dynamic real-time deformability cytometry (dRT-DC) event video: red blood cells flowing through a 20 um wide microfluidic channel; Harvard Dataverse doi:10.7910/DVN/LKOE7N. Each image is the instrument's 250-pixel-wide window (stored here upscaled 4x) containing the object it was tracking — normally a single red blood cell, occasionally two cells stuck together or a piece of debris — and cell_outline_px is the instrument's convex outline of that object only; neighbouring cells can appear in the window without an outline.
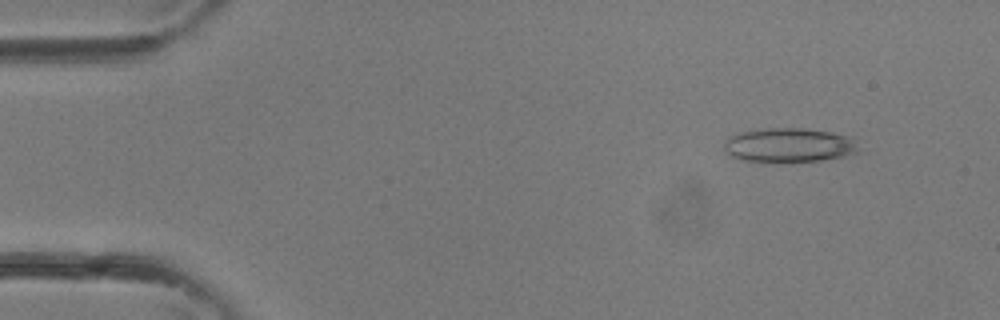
{"species": "common noctule bat (a hibernating species)", "species_latin": "Nyctalus noctula", "temperature_condition": "room temperature", "stored_images_in_passage": 36, "camera_frame_rate_fps": 3000, "um_per_image_px": 0.085, "animal": {"sex": "female"}, "frame": {"image": 1, "passage_image": 4, "time_ms": 1.0, "image_size_px": [1000, 320], "cell_outline_px": [[860, 152], [844, 156], [820, 160], [744, 160], [732, 156], [724, 148], [724, 140], [740, 132], [760, 128], [800, 128], [832, 132], [844, 136], [852, 140]], "centroid_in_image_um": [67.04, 12.3], "position_along_channel_um": 18.0, "area_um2": 25.95}}
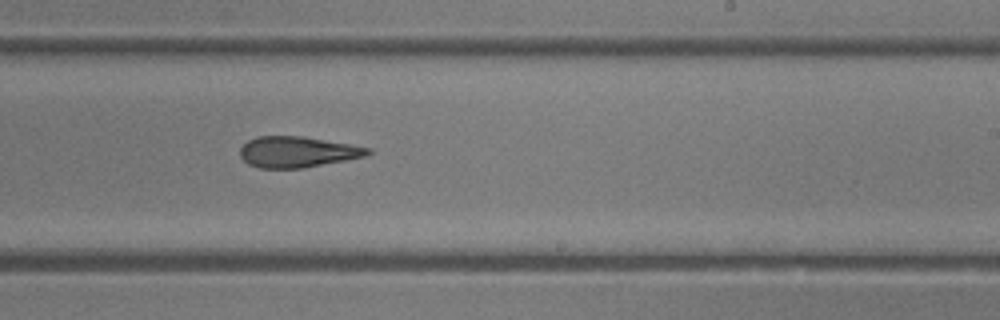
{"frame": {"image": 2, "passage_image": 22, "time_ms": 7.0, "image_size_px": [1000, 320], "cell_outline_px": [[372, 152], [368, 156], [304, 168], [260, 168], [248, 164], [240, 156], [240, 148], [248, 140], [260, 136], [304, 136], [352, 144], [372, 148]], "centroid_in_image_um": [25.33, 12.91], "position_along_channel_um": 263.7, "area_um2": 23.24}}
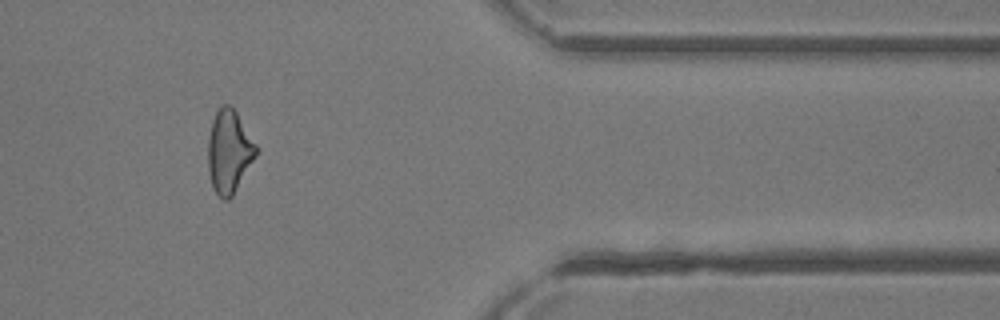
{"frame": {"image": 3, "passage_image": 30, "time_ms": 9.667, "image_size_px": [1000, 320], "cell_outline_px": [[260, 152], [232, 196], [228, 200], [224, 200], [212, 188], [208, 172], [208, 136], [212, 120], [216, 112], [224, 104], [228, 104], [236, 112], [260, 148]], "centroid_in_image_um": [19.5, 12.9], "position_along_channel_um": 391.9, "area_um2": 23.64}}